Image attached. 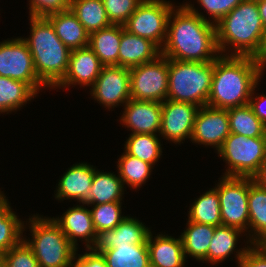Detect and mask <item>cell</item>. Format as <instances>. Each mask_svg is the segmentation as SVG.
Returning <instances> with one entry per match:
<instances>
[{
  "instance_id": "6da1fadb",
  "label": "cell",
  "mask_w": 266,
  "mask_h": 267,
  "mask_svg": "<svg viewBox=\"0 0 266 267\" xmlns=\"http://www.w3.org/2000/svg\"><path fill=\"white\" fill-rule=\"evenodd\" d=\"M201 13L190 3L172 9L161 55L178 61L202 63L214 61L221 55L216 26Z\"/></svg>"
},
{
  "instance_id": "7a4b0ae2",
  "label": "cell",
  "mask_w": 266,
  "mask_h": 267,
  "mask_svg": "<svg viewBox=\"0 0 266 267\" xmlns=\"http://www.w3.org/2000/svg\"><path fill=\"white\" fill-rule=\"evenodd\" d=\"M262 74L251 56H223L214 60L207 105L230 109L249 103Z\"/></svg>"
},
{
  "instance_id": "3957f363",
  "label": "cell",
  "mask_w": 266,
  "mask_h": 267,
  "mask_svg": "<svg viewBox=\"0 0 266 267\" xmlns=\"http://www.w3.org/2000/svg\"><path fill=\"white\" fill-rule=\"evenodd\" d=\"M215 26L218 49L223 56L253 57L265 30L257 0H243Z\"/></svg>"
},
{
  "instance_id": "277c9868",
  "label": "cell",
  "mask_w": 266,
  "mask_h": 267,
  "mask_svg": "<svg viewBox=\"0 0 266 267\" xmlns=\"http://www.w3.org/2000/svg\"><path fill=\"white\" fill-rule=\"evenodd\" d=\"M29 20L31 33L22 39L29 47L39 80L47 88L54 89L67 72L71 50L58 38L46 17H30Z\"/></svg>"
},
{
  "instance_id": "5b68a950",
  "label": "cell",
  "mask_w": 266,
  "mask_h": 267,
  "mask_svg": "<svg viewBox=\"0 0 266 267\" xmlns=\"http://www.w3.org/2000/svg\"><path fill=\"white\" fill-rule=\"evenodd\" d=\"M28 220L32 237L23 240L35 254L39 267H71L78 250L53 219L36 214Z\"/></svg>"
},
{
  "instance_id": "8992f818",
  "label": "cell",
  "mask_w": 266,
  "mask_h": 267,
  "mask_svg": "<svg viewBox=\"0 0 266 267\" xmlns=\"http://www.w3.org/2000/svg\"><path fill=\"white\" fill-rule=\"evenodd\" d=\"M213 71L214 61L202 63L169 59L167 99L198 107L207 105Z\"/></svg>"
},
{
  "instance_id": "52a82bcc",
  "label": "cell",
  "mask_w": 266,
  "mask_h": 267,
  "mask_svg": "<svg viewBox=\"0 0 266 267\" xmlns=\"http://www.w3.org/2000/svg\"><path fill=\"white\" fill-rule=\"evenodd\" d=\"M217 153L228 166L224 176L253 177L266 159V137L230 133Z\"/></svg>"
},
{
  "instance_id": "ba28073f",
  "label": "cell",
  "mask_w": 266,
  "mask_h": 267,
  "mask_svg": "<svg viewBox=\"0 0 266 267\" xmlns=\"http://www.w3.org/2000/svg\"><path fill=\"white\" fill-rule=\"evenodd\" d=\"M214 188L218 191L222 225L248 233V177L222 175Z\"/></svg>"
},
{
  "instance_id": "9c48e42d",
  "label": "cell",
  "mask_w": 266,
  "mask_h": 267,
  "mask_svg": "<svg viewBox=\"0 0 266 267\" xmlns=\"http://www.w3.org/2000/svg\"><path fill=\"white\" fill-rule=\"evenodd\" d=\"M174 7L166 0H143L124 27L132 34L151 40L161 49L167 36L168 18Z\"/></svg>"
},
{
  "instance_id": "30bf717a",
  "label": "cell",
  "mask_w": 266,
  "mask_h": 267,
  "mask_svg": "<svg viewBox=\"0 0 266 267\" xmlns=\"http://www.w3.org/2000/svg\"><path fill=\"white\" fill-rule=\"evenodd\" d=\"M130 70L131 99L163 102L168 93L169 59L159 55L155 60Z\"/></svg>"
},
{
  "instance_id": "8fae6325",
  "label": "cell",
  "mask_w": 266,
  "mask_h": 267,
  "mask_svg": "<svg viewBox=\"0 0 266 267\" xmlns=\"http://www.w3.org/2000/svg\"><path fill=\"white\" fill-rule=\"evenodd\" d=\"M0 76L23 81L37 94L46 87L37 76L33 57L22 37L0 42Z\"/></svg>"
},
{
  "instance_id": "7c38bea8",
  "label": "cell",
  "mask_w": 266,
  "mask_h": 267,
  "mask_svg": "<svg viewBox=\"0 0 266 267\" xmlns=\"http://www.w3.org/2000/svg\"><path fill=\"white\" fill-rule=\"evenodd\" d=\"M90 90L92 98L106 109L124 106L131 99L130 70L104 66Z\"/></svg>"
},
{
  "instance_id": "4fadbf2b",
  "label": "cell",
  "mask_w": 266,
  "mask_h": 267,
  "mask_svg": "<svg viewBox=\"0 0 266 267\" xmlns=\"http://www.w3.org/2000/svg\"><path fill=\"white\" fill-rule=\"evenodd\" d=\"M199 107L166 99L162 102L161 127L159 137L180 145L185 139H191L194 120Z\"/></svg>"
},
{
  "instance_id": "5bb4252c",
  "label": "cell",
  "mask_w": 266,
  "mask_h": 267,
  "mask_svg": "<svg viewBox=\"0 0 266 267\" xmlns=\"http://www.w3.org/2000/svg\"><path fill=\"white\" fill-rule=\"evenodd\" d=\"M229 117L226 109L208 105L199 107L191 136L192 143L213 146L218 151L230 134Z\"/></svg>"
},
{
  "instance_id": "9a60e30c",
  "label": "cell",
  "mask_w": 266,
  "mask_h": 267,
  "mask_svg": "<svg viewBox=\"0 0 266 267\" xmlns=\"http://www.w3.org/2000/svg\"><path fill=\"white\" fill-rule=\"evenodd\" d=\"M161 113V102L130 99L124 105L120 123L130 128L131 134H159Z\"/></svg>"
},
{
  "instance_id": "2e32d148",
  "label": "cell",
  "mask_w": 266,
  "mask_h": 267,
  "mask_svg": "<svg viewBox=\"0 0 266 267\" xmlns=\"http://www.w3.org/2000/svg\"><path fill=\"white\" fill-rule=\"evenodd\" d=\"M150 231L143 222L126 216L114 229L98 232L90 249L95 253H101L119 245L147 244Z\"/></svg>"
},
{
  "instance_id": "e0dca14e",
  "label": "cell",
  "mask_w": 266,
  "mask_h": 267,
  "mask_svg": "<svg viewBox=\"0 0 266 267\" xmlns=\"http://www.w3.org/2000/svg\"><path fill=\"white\" fill-rule=\"evenodd\" d=\"M104 65L91 48L85 47L71 51L68 69L64 78L54 87L64 88L71 85L92 86Z\"/></svg>"
},
{
  "instance_id": "ac0fdd59",
  "label": "cell",
  "mask_w": 266,
  "mask_h": 267,
  "mask_svg": "<svg viewBox=\"0 0 266 267\" xmlns=\"http://www.w3.org/2000/svg\"><path fill=\"white\" fill-rule=\"evenodd\" d=\"M52 219L77 249L78 238L85 242L86 249H89L94 244L97 233L91 212L90 209H87L82 204L69 207L60 218L52 217Z\"/></svg>"
},
{
  "instance_id": "d6986e66",
  "label": "cell",
  "mask_w": 266,
  "mask_h": 267,
  "mask_svg": "<svg viewBox=\"0 0 266 267\" xmlns=\"http://www.w3.org/2000/svg\"><path fill=\"white\" fill-rule=\"evenodd\" d=\"M95 170L87 162L73 164L59 180L55 199H75L83 204L89 196Z\"/></svg>"
},
{
  "instance_id": "ffe728a7",
  "label": "cell",
  "mask_w": 266,
  "mask_h": 267,
  "mask_svg": "<svg viewBox=\"0 0 266 267\" xmlns=\"http://www.w3.org/2000/svg\"><path fill=\"white\" fill-rule=\"evenodd\" d=\"M161 55V49L151 40L130 33L124 27L118 54V66L131 69L151 62Z\"/></svg>"
},
{
  "instance_id": "44dd1931",
  "label": "cell",
  "mask_w": 266,
  "mask_h": 267,
  "mask_svg": "<svg viewBox=\"0 0 266 267\" xmlns=\"http://www.w3.org/2000/svg\"><path fill=\"white\" fill-rule=\"evenodd\" d=\"M150 267H185L186 258L182 239L168 234H157L153 238L150 231L147 237Z\"/></svg>"
},
{
  "instance_id": "7402d4cb",
  "label": "cell",
  "mask_w": 266,
  "mask_h": 267,
  "mask_svg": "<svg viewBox=\"0 0 266 267\" xmlns=\"http://www.w3.org/2000/svg\"><path fill=\"white\" fill-rule=\"evenodd\" d=\"M249 244H266V188L248 177ZM252 233V234H251Z\"/></svg>"
},
{
  "instance_id": "603a6c76",
  "label": "cell",
  "mask_w": 266,
  "mask_h": 267,
  "mask_svg": "<svg viewBox=\"0 0 266 267\" xmlns=\"http://www.w3.org/2000/svg\"><path fill=\"white\" fill-rule=\"evenodd\" d=\"M242 233L244 234V232L238 228L223 225L217 226L207 252V263L213 265L217 263L220 264V262L222 263L227 257L229 258L233 252H236V262L238 261L237 264H239L250 247L247 245V247L245 246L239 250L235 249Z\"/></svg>"
},
{
  "instance_id": "cb8c5ba5",
  "label": "cell",
  "mask_w": 266,
  "mask_h": 267,
  "mask_svg": "<svg viewBox=\"0 0 266 267\" xmlns=\"http://www.w3.org/2000/svg\"><path fill=\"white\" fill-rule=\"evenodd\" d=\"M46 18L54 27L58 38L71 51L88 47L89 33L71 10L51 14Z\"/></svg>"
},
{
  "instance_id": "d4e9b609",
  "label": "cell",
  "mask_w": 266,
  "mask_h": 267,
  "mask_svg": "<svg viewBox=\"0 0 266 267\" xmlns=\"http://www.w3.org/2000/svg\"><path fill=\"white\" fill-rule=\"evenodd\" d=\"M122 25H110L89 34V47L104 66H118Z\"/></svg>"
},
{
  "instance_id": "484cf974",
  "label": "cell",
  "mask_w": 266,
  "mask_h": 267,
  "mask_svg": "<svg viewBox=\"0 0 266 267\" xmlns=\"http://www.w3.org/2000/svg\"><path fill=\"white\" fill-rule=\"evenodd\" d=\"M216 227L187 221L186 230L184 229L180 235L185 258L188 255L195 258L196 261H203V263L206 261L207 263V252Z\"/></svg>"
},
{
  "instance_id": "4316f807",
  "label": "cell",
  "mask_w": 266,
  "mask_h": 267,
  "mask_svg": "<svg viewBox=\"0 0 266 267\" xmlns=\"http://www.w3.org/2000/svg\"><path fill=\"white\" fill-rule=\"evenodd\" d=\"M124 185L119 177L111 172H94L89 196L83 204H104L122 201L124 195Z\"/></svg>"
},
{
  "instance_id": "83f0119b",
  "label": "cell",
  "mask_w": 266,
  "mask_h": 267,
  "mask_svg": "<svg viewBox=\"0 0 266 267\" xmlns=\"http://www.w3.org/2000/svg\"><path fill=\"white\" fill-rule=\"evenodd\" d=\"M5 194L0 190V254H4L23 239L26 229L24 222L18 218L9 205Z\"/></svg>"
},
{
  "instance_id": "f1b7e54d",
  "label": "cell",
  "mask_w": 266,
  "mask_h": 267,
  "mask_svg": "<svg viewBox=\"0 0 266 267\" xmlns=\"http://www.w3.org/2000/svg\"><path fill=\"white\" fill-rule=\"evenodd\" d=\"M107 267H150L147 244L119 245L101 252Z\"/></svg>"
},
{
  "instance_id": "f546056e",
  "label": "cell",
  "mask_w": 266,
  "mask_h": 267,
  "mask_svg": "<svg viewBox=\"0 0 266 267\" xmlns=\"http://www.w3.org/2000/svg\"><path fill=\"white\" fill-rule=\"evenodd\" d=\"M37 93L25 82L0 76V114L17 111Z\"/></svg>"
},
{
  "instance_id": "4dcf8cb0",
  "label": "cell",
  "mask_w": 266,
  "mask_h": 267,
  "mask_svg": "<svg viewBox=\"0 0 266 267\" xmlns=\"http://www.w3.org/2000/svg\"><path fill=\"white\" fill-rule=\"evenodd\" d=\"M70 10L89 34L112 25L102 0H72Z\"/></svg>"
},
{
  "instance_id": "1f68e13d",
  "label": "cell",
  "mask_w": 266,
  "mask_h": 267,
  "mask_svg": "<svg viewBox=\"0 0 266 267\" xmlns=\"http://www.w3.org/2000/svg\"><path fill=\"white\" fill-rule=\"evenodd\" d=\"M188 221L212 226H221V211L218 191L215 188L206 191L192 203L188 211Z\"/></svg>"
},
{
  "instance_id": "d6a6232c",
  "label": "cell",
  "mask_w": 266,
  "mask_h": 267,
  "mask_svg": "<svg viewBox=\"0 0 266 267\" xmlns=\"http://www.w3.org/2000/svg\"><path fill=\"white\" fill-rule=\"evenodd\" d=\"M230 132L245 137H266V126L254 115L249 104L227 109Z\"/></svg>"
},
{
  "instance_id": "836d02e7",
  "label": "cell",
  "mask_w": 266,
  "mask_h": 267,
  "mask_svg": "<svg viewBox=\"0 0 266 267\" xmlns=\"http://www.w3.org/2000/svg\"><path fill=\"white\" fill-rule=\"evenodd\" d=\"M158 134H130L124 144V151L142 161L155 165L162 155Z\"/></svg>"
},
{
  "instance_id": "e575fe53",
  "label": "cell",
  "mask_w": 266,
  "mask_h": 267,
  "mask_svg": "<svg viewBox=\"0 0 266 267\" xmlns=\"http://www.w3.org/2000/svg\"><path fill=\"white\" fill-rule=\"evenodd\" d=\"M153 165L135 158L125 151L118 159L117 169L123 185L127 184L132 189L142 187L151 175Z\"/></svg>"
},
{
  "instance_id": "d590c367",
  "label": "cell",
  "mask_w": 266,
  "mask_h": 267,
  "mask_svg": "<svg viewBox=\"0 0 266 267\" xmlns=\"http://www.w3.org/2000/svg\"><path fill=\"white\" fill-rule=\"evenodd\" d=\"M92 206L90 212L96 233L114 229L126 216L122 215V202L83 204Z\"/></svg>"
},
{
  "instance_id": "8d00e7d4",
  "label": "cell",
  "mask_w": 266,
  "mask_h": 267,
  "mask_svg": "<svg viewBox=\"0 0 266 267\" xmlns=\"http://www.w3.org/2000/svg\"><path fill=\"white\" fill-rule=\"evenodd\" d=\"M110 23L124 26L143 0H102Z\"/></svg>"
},
{
  "instance_id": "74e56055",
  "label": "cell",
  "mask_w": 266,
  "mask_h": 267,
  "mask_svg": "<svg viewBox=\"0 0 266 267\" xmlns=\"http://www.w3.org/2000/svg\"><path fill=\"white\" fill-rule=\"evenodd\" d=\"M2 257L4 267H39L35 254L23 239Z\"/></svg>"
},
{
  "instance_id": "f35d334b",
  "label": "cell",
  "mask_w": 266,
  "mask_h": 267,
  "mask_svg": "<svg viewBox=\"0 0 266 267\" xmlns=\"http://www.w3.org/2000/svg\"><path fill=\"white\" fill-rule=\"evenodd\" d=\"M72 0H29L30 17H47L70 10Z\"/></svg>"
},
{
  "instance_id": "ab89813d",
  "label": "cell",
  "mask_w": 266,
  "mask_h": 267,
  "mask_svg": "<svg viewBox=\"0 0 266 267\" xmlns=\"http://www.w3.org/2000/svg\"><path fill=\"white\" fill-rule=\"evenodd\" d=\"M242 1L243 0H197L199 5L203 7V9L207 11L206 13L211 17L208 21L213 24L219 22Z\"/></svg>"
},
{
  "instance_id": "60d3db41",
  "label": "cell",
  "mask_w": 266,
  "mask_h": 267,
  "mask_svg": "<svg viewBox=\"0 0 266 267\" xmlns=\"http://www.w3.org/2000/svg\"><path fill=\"white\" fill-rule=\"evenodd\" d=\"M238 267H266V244H250Z\"/></svg>"
},
{
  "instance_id": "b9f144b4",
  "label": "cell",
  "mask_w": 266,
  "mask_h": 267,
  "mask_svg": "<svg viewBox=\"0 0 266 267\" xmlns=\"http://www.w3.org/2000/svg\"><path fill=\"white\" fill-rule=\"evenodd\" d=\"M74 261L71 267H107L106 261L101 253H95L90 248L82 255L76 252Z\"/></svg>"
},
{
  "instance_id": "7bdbcfd3",
  "label": "cell",
  "mask_w": 266,
  "mask_h": 267,
  "mask_svg": "<svg viewBox=\"0 0 266 267\" xmlns=\"http://www.w3.org/2000/svg\"><path fill=\"white\" fill-rule=\"evenodd\" d=\"M257 86L258 84L254 87L248 104L252 108L254 115L266 126V96L264 94L254 96V90Z\"/></svg>"
},
{
  "instance_id": "ee69618b",
  "label": "cell",
  "mask_w": 266,
  "mask_h": 267,
  "mask_svg": "<svg viewBox=\"0 0 266 267\" xmlns=\"http://www.w3.org/2000/svg\"><path fill=\"white\" fill-rule=\"evenodd\" d=\"M253 60L257 64V67L263 75V70L265 71L266 68V29L264 30L260 47L253 56Z\"/></svg>"
},
{
  "instance_id": "f6af8a7d",
  "label": "cell",
  "mask_w": 266,
  "mask_h": 267,
  "mask_svg": "<svg viewBox=\"0 0 266 267\" xmlns=\"http://www.w3.org/2000/svg\"><path fill=\"white\" fill-rule=\"evenodd\" d=\"M252 178L259 186L266 188V159L262 162L259 171Z\"/></svg>"
},
{
  "instance_id": "bcb514c9",
  "label": "cell",
  "mask_w": 266,
  "mask_h": 267,
  "mask_svg": "<svg viewBox=\"0 0 266 267\" xmlns=\"http://www.w3.org/2000/svg\"><path fill=\"white\" fill-rule=\"evenodd\" d=\"M258 11L266 29V0H257Z\"/></svg>"
},
{
  "instance_id": "7dc6e473",
  "label": "cell",
  "mask_w": 266,
  "mask_h": 267,
  "mask_svg": "<svg viewBox=\"0 0 266 267\" xmlns=\"http://www.w3.org/2000/svg\"><path fill=\"white\" fill-rule=\"evenodd\" d=\"M0 267H4L3 257L1 254H0Z\"/></svg>"
}]
</instances>
